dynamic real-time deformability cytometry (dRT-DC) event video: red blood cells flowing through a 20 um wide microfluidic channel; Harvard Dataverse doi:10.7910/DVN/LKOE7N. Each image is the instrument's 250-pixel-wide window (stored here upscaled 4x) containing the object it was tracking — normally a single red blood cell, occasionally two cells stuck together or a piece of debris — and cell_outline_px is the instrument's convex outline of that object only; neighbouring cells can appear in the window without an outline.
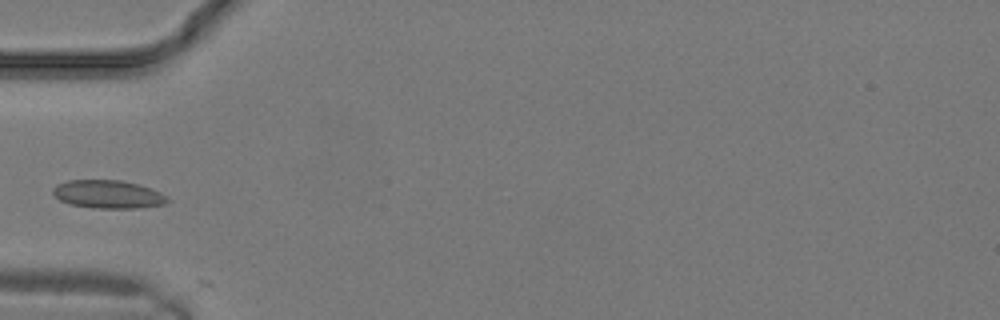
{"species": "common noctule bat (a hibernating species)", "species_latin": "Nyctalus noctula", "temperature_condition": "warm", "stored_images_in_passage": 8, "camera_frame_rate_fps": 3000, "um_per_image_px": 0.085, "animal": {"sex": "male", "body_mass_g": 19.2, "forearm_length_mm": 51.8}, "frame": {"image": 1, "passage_image": 5, "time_ms": 1.333, "image_size_px": [1000, 320], "cell_outline_px": [[168, 200], [164, 204], [140, 208], [92, 208], [72, 204], [60, 200], [52, 192], [52, 188], [56, 184], [68, 180], [120, 180], [152, 188], [168, 196]], "centroid_in_image_um": [9.18, 16.51], "position_along_channel_um": 75.8, "area_um2": 18.79}}
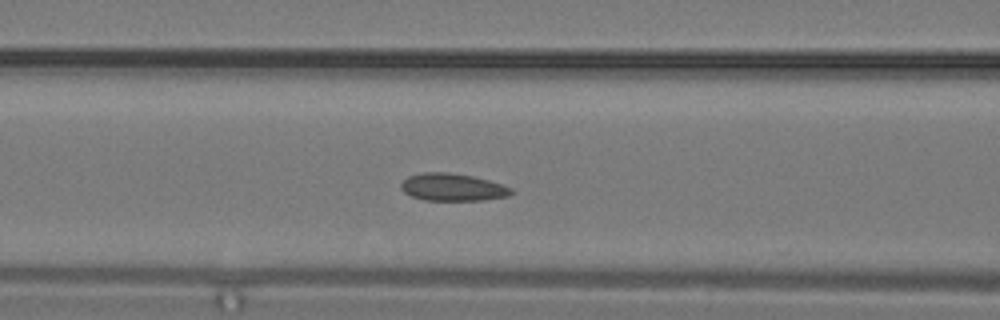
{"frame": {"image": 2, "passage_image": 7, "time_ms": 2.0, "image_size_px": [1000, 320], "cell_outline_px": [[512, 192], [508, 196], [484, 200], [424, 200], [412, 196], [404, 192], [400, 188], [400, 184], [408, 176], [424, 172], [448, 172], [472, 176], [488, 180], [512, 188]], "centroid_in_image_um": [38.44, 15.91], "position_along_channel_um": 128.2, "area_um2": 17.51}}